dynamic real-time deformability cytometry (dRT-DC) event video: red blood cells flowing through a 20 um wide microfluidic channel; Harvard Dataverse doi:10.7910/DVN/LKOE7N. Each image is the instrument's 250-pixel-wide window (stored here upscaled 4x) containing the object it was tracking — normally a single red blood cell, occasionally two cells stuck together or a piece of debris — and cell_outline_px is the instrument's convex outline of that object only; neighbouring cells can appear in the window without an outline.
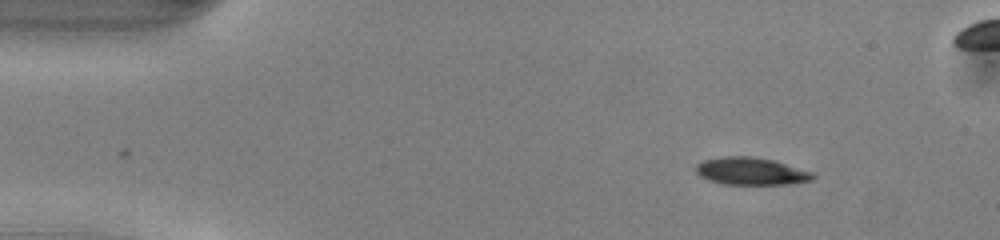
{"species": "common noctule bat (a hibernating species)", "species_latin": "Nyctalus noctula", "temperature_condition": "warm", "stored_images_in_passage": 42, "camera_frame_rate_fps": 3000, "um_per_image_px": 0.085, "animal": {"sex": "male", "body_mass_g": 13.0, "forearm_length_mm": 53.1}, "frame": {"image": 1, "passage_image": 1, "time_ms": 0.0, "image_size_px": [1000, 240], "cell_outline_px": [[816, 176], [812, 180], [784, 184], [724, 184], [708, 180], [700, 176], [696, 172], [696, 164], [704, 160], [724, 156], [752, 156], [776, 160], [812, 172]], "centroid_in_image_um": [63.83, 14.54], "position_along_channel_um": 21.2, "area_um2": 18.73}}
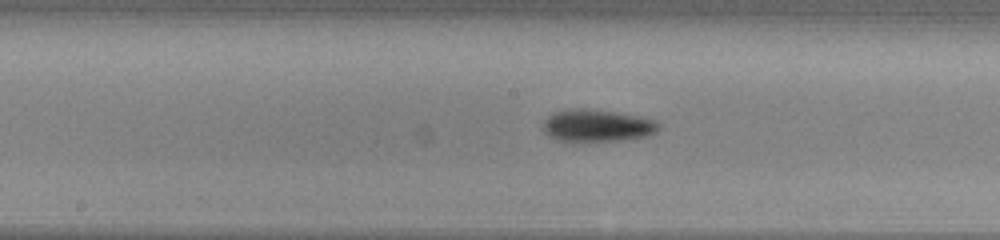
{"frame": {"image": 2, "passage_image": 20, "time_ms": 6.333, "image_size_px": [1000, 240], "cell_outline_px": [[660, 128], [656, 132], [644, 136], [620, 140], [556, 140], [548, 136], [544, 132], [544, 120], [552, 112], [572, 108], [588, 108], [640, 116], [656, 120], [660, 124]], "centroid_in_image_um": [50.75, 10.65], "position_along_channel_um": 197.5, "area_um2": 21.56}}
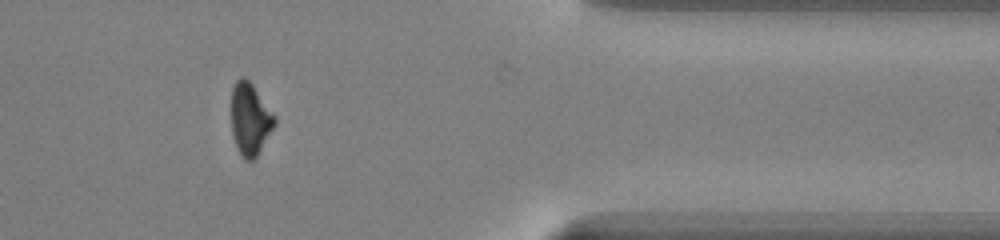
{"frame": {"image": 3, "passage_image": 36, "time_ms": 11.667, "image_size_px": [1000, 240], "cell_outline_px": [[276, 124], [256, 156], [252, 160], [244, 160], [232, 136], [232, 88], [236, 80], [240, 76], [244, 76], [252, 84], [276, 116]], "centroid_in_image_um": [21.26, 10.09], "position_along_channel_um": 390.1, "area_um2": 18.03}}